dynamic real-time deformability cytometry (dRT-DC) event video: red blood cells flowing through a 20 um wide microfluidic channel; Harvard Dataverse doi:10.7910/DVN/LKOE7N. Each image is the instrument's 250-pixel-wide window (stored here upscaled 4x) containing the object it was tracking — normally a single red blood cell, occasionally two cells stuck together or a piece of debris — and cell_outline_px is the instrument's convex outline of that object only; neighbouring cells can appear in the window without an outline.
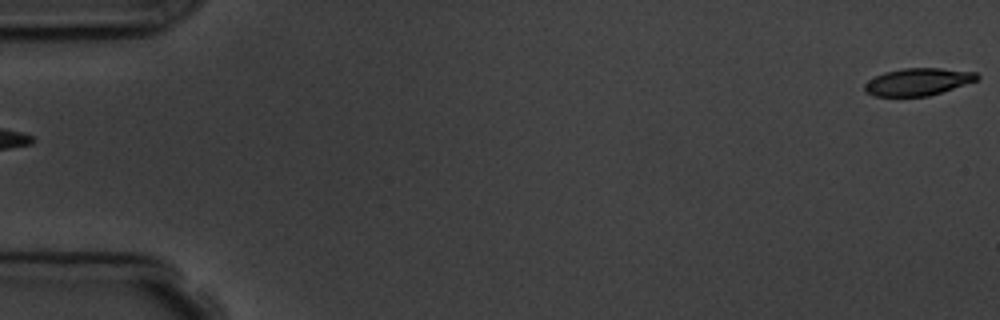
{"species": "common noctule bat (a hibernating species)", "species_latin": "Nyctalus noctula", "temperature_condition": "room temperature", "stored_images_in_passage": 5, "segment_of_instrument_passage": [2, 2], "camera_frame_rate_fps": 3000, "um_per_image_px": 0.085, "animal": {"sex": "male", "body_mass_g": 19.5, "forearm_length_mm": 54.6}, "frame": {"image": 1, "passage_image": 5, "time_ms": 4.333, "image_size_px": [1000, 320], "cell_outline_px": [[980, 76], [976, 80], [928, 96], [876, 96], [864, 92], [864, 84], [868, 80], [884, 72], [904, 68], [940, 68], [976, 72]], "centroid_in_image_um": [77.98, 6.95], "position_along_channel_um": 7.0, "area_um2": 17.69}}